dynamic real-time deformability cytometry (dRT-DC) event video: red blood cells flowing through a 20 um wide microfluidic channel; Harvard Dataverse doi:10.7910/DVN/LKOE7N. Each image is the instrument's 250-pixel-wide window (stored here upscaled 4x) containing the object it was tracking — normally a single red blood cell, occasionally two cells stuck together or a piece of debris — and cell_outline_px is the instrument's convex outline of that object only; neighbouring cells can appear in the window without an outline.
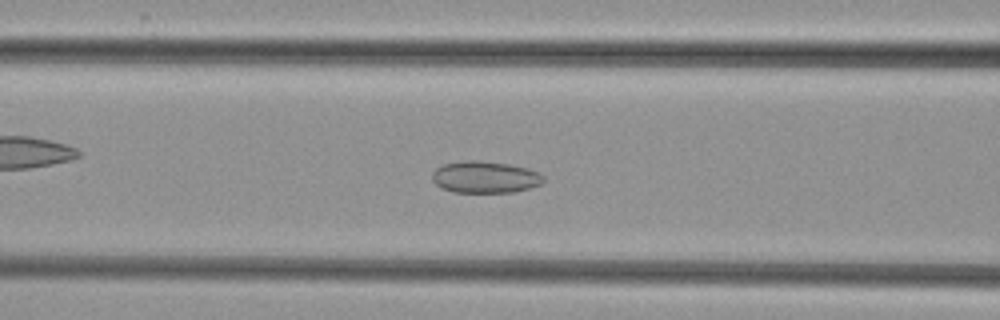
{"species": "common noctule bat (a hibernating species)", "species_latin": "Nyctalus noctula", "temperature_condition": "cold", "stored_images_in_passage": 55, "camera_frame_rate_fps": 3000, "um_per_image_px": 0.085, "animal": {"sex": "female", "body_mass_g": 29.2, "forearm_length_mm": 56.3}, "frame": {"image": 1, "passage_image": 23, "time_ms": 7.333, "image_size_px": [1000, 320], "cell_outline_px": [[544, 180], [540, 184], [528, 188], [512, 192], [452, 192], [440, 188], [432, 180], [432, 172], [436, 168], [444, 164], [468, 160], [476, 160], [508, 164], [528, 168], [544, 176]], "centroid_in_image_um": [41.19, 15.06], "position_along_channel_um": 125.4, "area_um2": 20.52}}
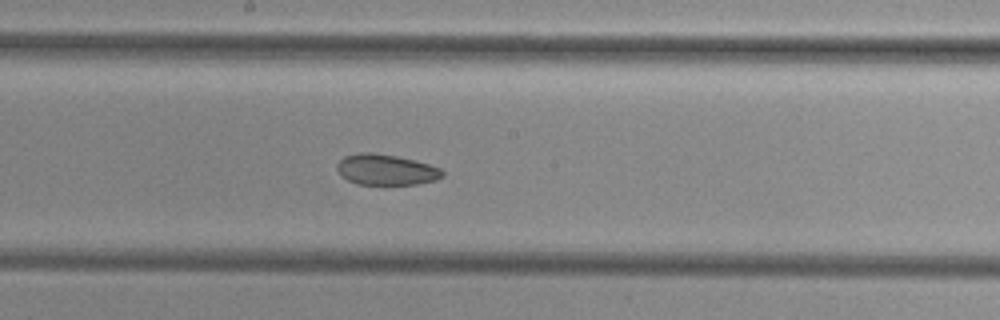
{"frame": {"image": 2, "passage_image": 30, "time_ms": 9.667, "image_size_px": [1000, 320], "cell_outline_px": [[444, 176], [436, 180], [416, 184], [356, 184], [340, 176], [336, 168], [336, 164], [344, 156], [360, 152], [372, 152], [396, 156], [416, 160], [440, 168], [444, 172]], "centroid_in_image_um": [32.79, 14.42], "position_along_channel_um": 215.4, "area_um2": 19.02}}
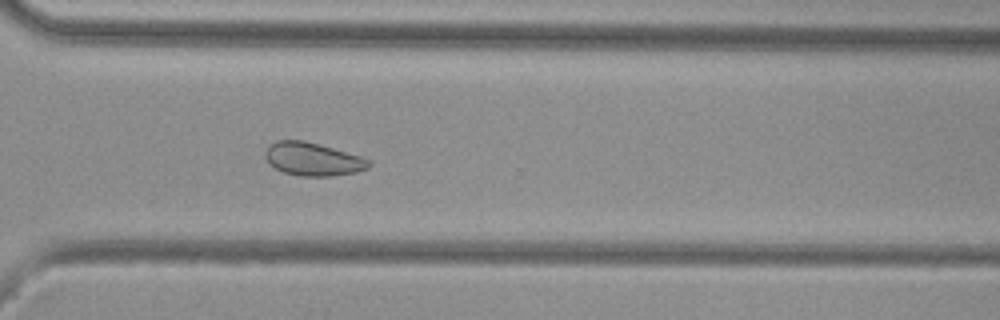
{"frame": {"image": 3, "passage_image": 40, "time_ms": 13.0, "image_size_px": [1000, 320], "cell_outline_px": [[372, 164], [368, 168], [356, 172], [332, 176], [300, 176], [284, 172], [268, 164], [264, 156], [264, 152], [268, 144], [276, 140], [304, 140], [360, 156], [368, 160]], "centroid_in_image_um": [26.53, 13.52], "position_along_channel_um": 344.1, "area_um2": 20.06}}